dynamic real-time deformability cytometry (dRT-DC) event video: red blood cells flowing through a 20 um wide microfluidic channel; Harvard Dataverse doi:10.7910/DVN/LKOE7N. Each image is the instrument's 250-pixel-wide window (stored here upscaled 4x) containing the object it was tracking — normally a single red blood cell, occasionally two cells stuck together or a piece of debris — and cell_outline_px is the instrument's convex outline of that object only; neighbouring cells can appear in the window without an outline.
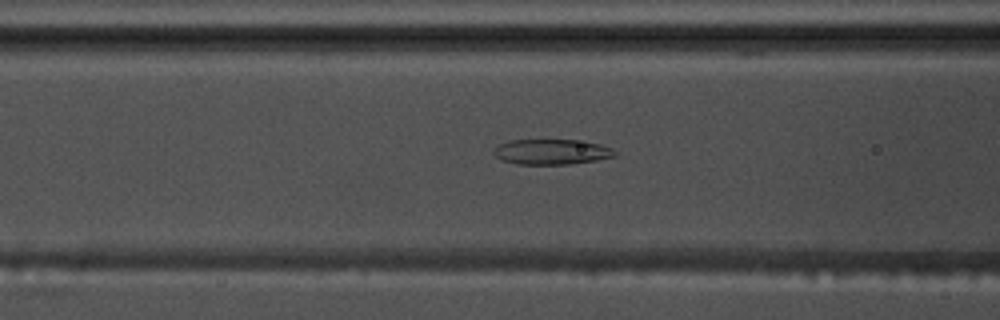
{"species": "common noctule bat (a hibernating species)", "species_latin": "Nyctalus noctula", "temperature_condition": "warm", "stored_images_in_passage": 57, "camera_frame_rate_fps": 3000, "um_per_image_px": 0.085, "animal": {"sex": "male", "body_mass_g": 17.5, "forearm_length_mm": 52.3}, "frame": {"image": 1, "passage_image": 23, "time_ms": 7.333, "image_size_px": [1000, 320], "cell_outline_px": [[616, 156], [596, 160], [568, 164], [516, 164], [500, 160], [492, 152], [500, 144], [512, 140], [576, 140], [600, 144], [612, 148], [616, 152]], "centroid_in_image_um": [46.88, 12.91], "position_along_channel_um": 119.7, "area_um2": 17.74}}
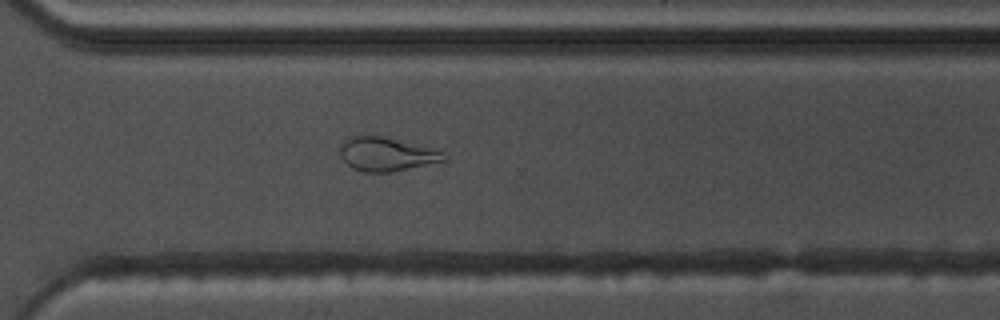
{"frame": {"image": 2, "passage_image": 41, "time_ms": 13.333, "image_size_px": [1000, 320], "cell_outline_px": [[448, 160], [392, 172], [364, 172], [352, 168], [340, 156], [340, 144], [348, 136], [380, 136], [440, 148]], "centroid_in_image_um": [32.9, 13.1], "position_along_channel_um": 337.7, "area_um2": 20.75}}
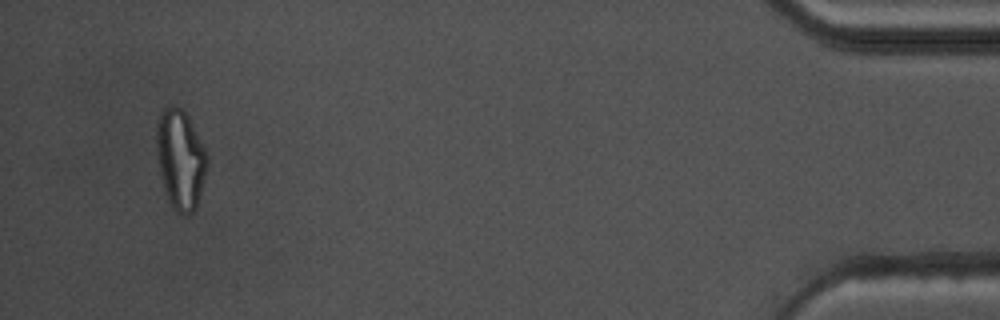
{"frame": {"image": 3, "passage_image": 54, "time_ms": 17.667, "image_size_px": [1000, 320], "cell_outline_px": [[208, 156], [204, 176], [196, 208], [192, 212], [176, 212], [172, 208], [168, 200], [164, 188], [160, 172], [156, 152], [156, 124], [160, 112], [164, 108], [172, 104], [180, 108], [188, 116]], "centroid_in_image_um": [15.3, 13.5], "position_along_channel_um": 419.9, "area_um2": 28.96}, "authors_computed_cell_mechanics": {"area_um2": 22.5998, "velocity_mm_per_s": 3.6406, "shape_relaxation_time_tau1_ms": null, "shape_relaxation_time_tau2_ms": 1.9874, "deformation_change_tau1": null, "deformation_change_tau2": 0.0981}}